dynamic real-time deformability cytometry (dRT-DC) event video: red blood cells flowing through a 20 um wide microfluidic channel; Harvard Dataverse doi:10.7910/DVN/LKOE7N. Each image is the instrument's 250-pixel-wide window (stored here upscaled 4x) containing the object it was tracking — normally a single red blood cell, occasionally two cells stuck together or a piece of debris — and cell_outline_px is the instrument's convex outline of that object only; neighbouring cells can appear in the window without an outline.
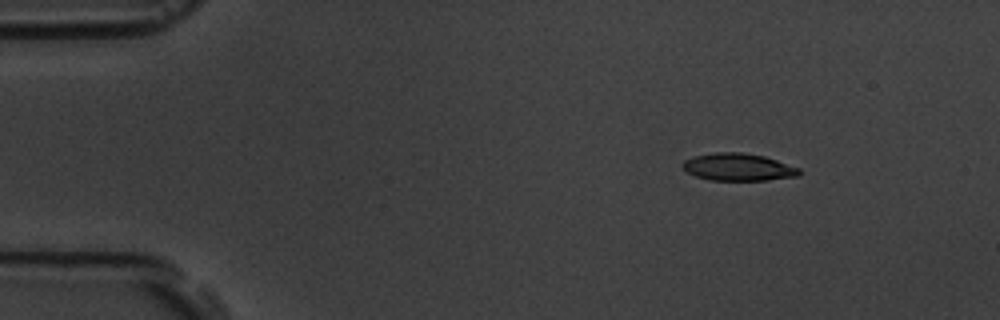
{"species": "common noctule bat (a hibernating species)", "species_latin": "Nyctalus noctula", "temperature_condition": "room temperature", "stored_images_in_passage": 4, "camera_frame_rate_fps": 3000, "um_per_image_px": 0.085, "animal": {"sex": "male", "body_mass_g": 19.5, "forearm_length_mm": 54.6}, "frame": {"image": 1, "passage_image": 1, "time_ms": 0.0, "image_size_px": [1000, 320], "cell_outline_px": [[800, 176], [768, 180], [712, 180], [696, 176], [688, 172], [680, 164], [684, 160], [692, 156], [716, 152], [744, 152], [764, 156], [800, 168]], "centroid_in_image_um": [62.75, 14.19], "position_along_channel_um": 22.2, "area_um2": 18.67}}
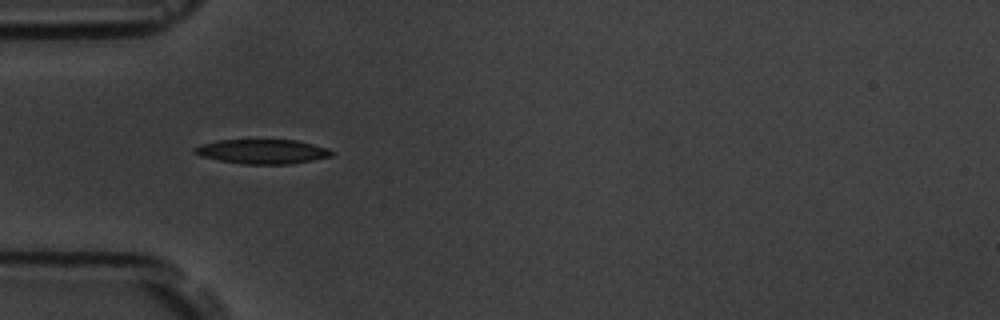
{"frame": {"image": 2, "passage_image": 4, "time_ms": 3.333, "image_size_px": [1000, 320], "cell_outline_px": [[336, 152], [332, 156], [292, 164], [240, 164], [200, 156], [192, 152], [192, 148], [200, 144], [216, 140], [296, 140], [328, 148]], "centroid_in_image_um": [22.28, 12.88], "position_along_channel_um": 62.7, "area_um2": 19.71}}